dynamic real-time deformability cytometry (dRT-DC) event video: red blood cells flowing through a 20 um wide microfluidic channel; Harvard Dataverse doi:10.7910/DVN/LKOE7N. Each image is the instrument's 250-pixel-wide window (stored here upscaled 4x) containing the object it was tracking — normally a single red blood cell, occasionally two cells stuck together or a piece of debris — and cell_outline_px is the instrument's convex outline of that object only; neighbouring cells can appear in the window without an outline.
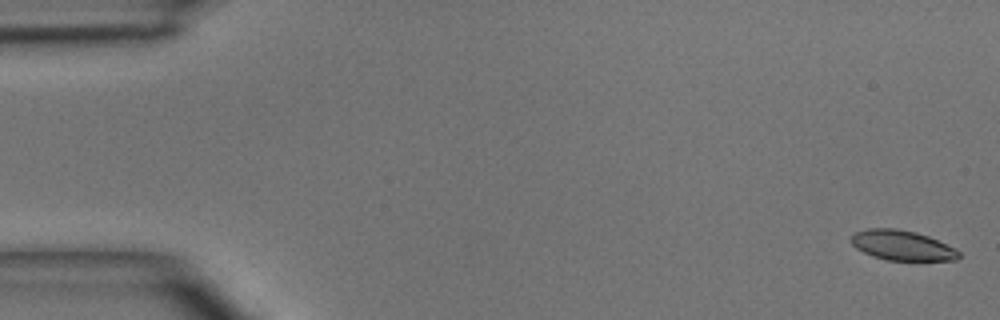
{"species": "common noctule bat (a hibernating species)", "species_latin": "Nyctalus noctula", "temperature_condition": "room temperature", "stored_images_in_passage": 6, "camera_frame_rate_fps": 3000, "um_per_image_px": 0.085, "animal": {"sex": "male", "body_mass_g": 15.6}, "frame": {"image": 1, "passage_image": 1, "time_ms": 0.0, "image_size_px": [1000, 320], "cell_outline_px": [[960, 256], [956, 260], [888, 260], [872, 256], [856, 248], [852, 244], [852, 236], [856, 232], [868, 228], [896, 228], [916, 232], [928, 236], [956, 248], [960, 252]], "centroid_in_image_um": [76.7, 20.85], "position_along_channel_um": 8.3, "area_um2": 18.73}}
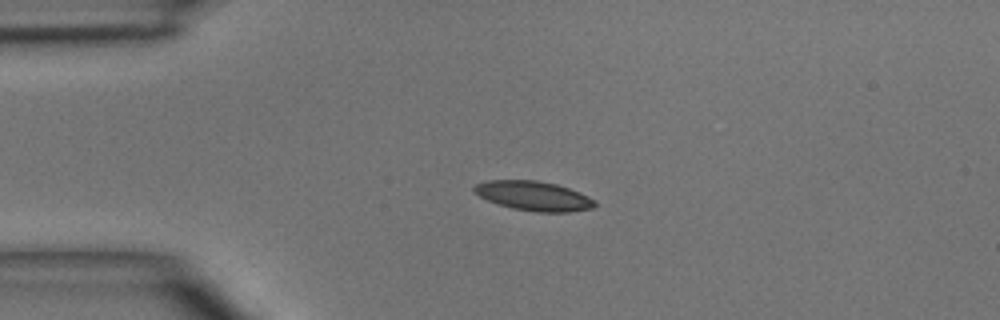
{"frame": {"image": 2, "passage_image": 4, "time_ms": 3.333, "image_size_px": [1000, 320], "cell_outline_px": [[596, 204], [592, 208], [568, 212], [536, 212], [512, 208], [488, 200], [480, 196], [472, 188], [476, 184], [488, 180], [536, 180], [556, 184], [568, 188], [588, 196], [596, 200]], "centroid_in_image_um": [45.38, 16.65], "position_along_channel_um": 39.6, "area_um2": 20.52}}
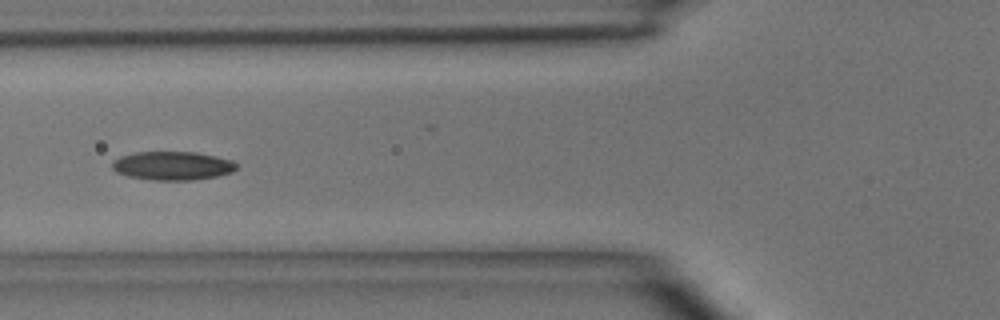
{"frame": {"image": 3, "passage_image": 6, "time_ms": 5.667, "image_size_px": [1000, 320], "cell_outline_px": [[236, 168], [232, 172], [216, 176], [192, 180], [152, 180], [128, 176], [116, 172], [112, 168], [112, 164], [120, 156], [136, 152], [196, 152], [232, 160], [236, 164]], "centroid_in_image_um": [14.65, 14.09], "position_along_channel_um": 111.1, "area_um2": 20.58}}